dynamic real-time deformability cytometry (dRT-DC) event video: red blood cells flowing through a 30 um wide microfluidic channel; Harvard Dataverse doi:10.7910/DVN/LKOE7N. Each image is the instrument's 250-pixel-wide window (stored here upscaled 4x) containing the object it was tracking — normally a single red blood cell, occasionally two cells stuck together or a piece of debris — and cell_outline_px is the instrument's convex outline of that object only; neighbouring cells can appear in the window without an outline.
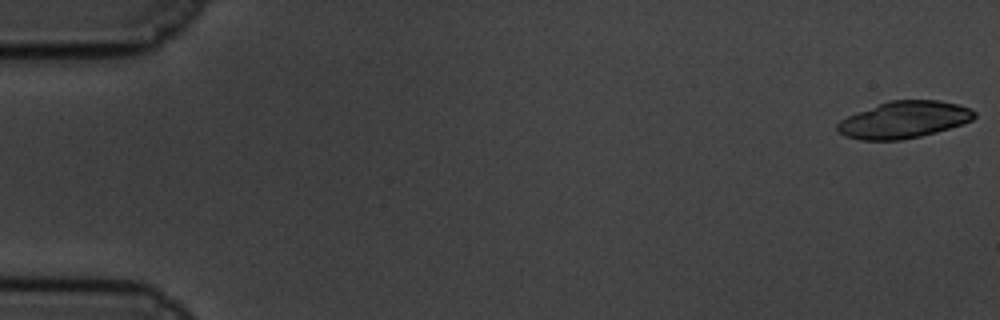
{"species": "common noctule bat (a hibernating species)", "species_latin": "Nyctalus noctula", "temperature_condition": "cold", "stored_images_in_passage": 24, "camera_frame_rate_fps": 3000, "um_per_image_px": 0.085, "animal": {"sex": "male", "body_mass_g": 19.5, "forearm_length_mm": 54.6}, "frame": {"image": 1, "passage_image": 1, "time_ms": 0.0, "image_size_px": [1000, 320], "cell_outline_px": [[976, 116], [972, 120], [936, 132], [920, 136], [900, 140], [860, 140], [844, 136], [836, 128], [836, 124], [840, 120], [848, 116], [888, 100], [940, 100], [956, 104], [968, 108], [976, 112]], "centroid_in_image_um": [76.81, 10.18], "position_along_channel_um": 8.2, "area_um2": 29.19}}